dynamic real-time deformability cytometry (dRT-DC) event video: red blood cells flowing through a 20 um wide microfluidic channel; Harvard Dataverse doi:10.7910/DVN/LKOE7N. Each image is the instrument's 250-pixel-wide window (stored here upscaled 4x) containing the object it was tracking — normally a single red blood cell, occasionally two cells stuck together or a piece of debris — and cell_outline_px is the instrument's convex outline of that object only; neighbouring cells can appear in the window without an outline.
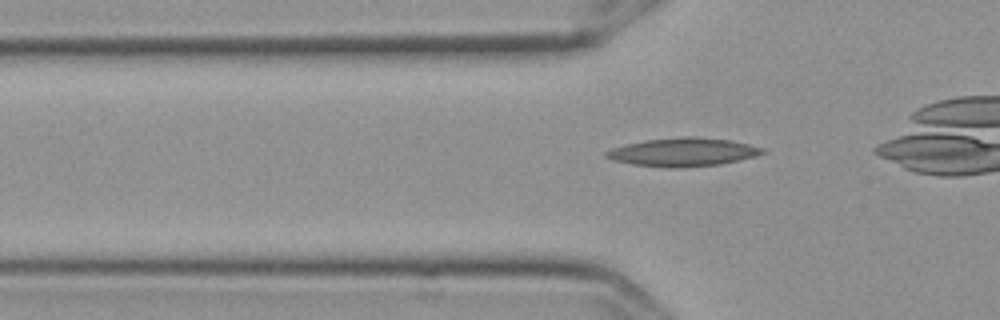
{"species": "Egyptian fruit bat (a non-hibernating species)", "species_latin": "Rousettus aegyptiacus", "temperature_condition": "cold", "stored_images_in_passage": 42, "camera_frame_rate_fps": 3000, "um_per_image_px": 0.085, "frame": {"image": 1, "passage_image": 15, "time_ms": 4.667, "image_size_px": [1000, 320], "cell_outline_px": [[764, 152], [752, 156], [720, 164], [680, 168], [664, 168], [632, 164], [612, 160], [604, 156], [604, 152], [612, 148], [624, 144], [644, 140], [684, 136], [688, 136], [732, 140], [764, 148]], "centroid_in_image_um": [57.97, 12.93], "position_along_channel_um": 67.8, "area_um2": 25.84}}
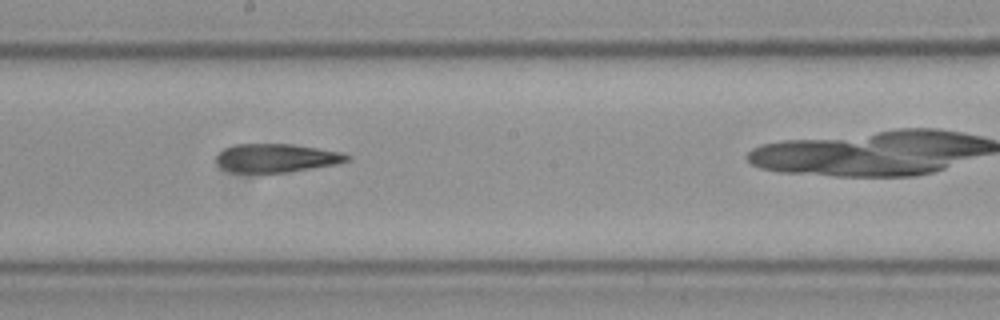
{"frame": {"image": 2, "passage_image": 28, "time_ms": 9.0, "image_size_px": [1000, 320], "cell_outline_px": [[352, 156], [348, 160], [336, 164], [288, 172], [232, 172], [220, 168], [216, 160], [216, 156], [224, 148], [236, 144], [292, 144], [344, 152]], "centroid_in_image_um": [23.5, 13.42], "position_along_channel_um": 224.7, "area_um2": 21.73}}
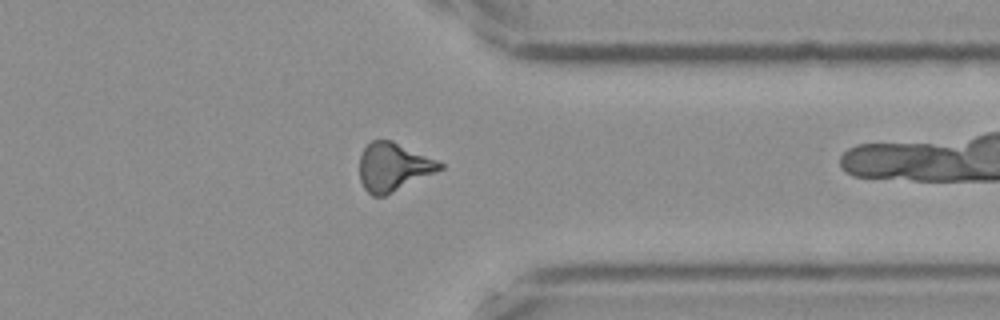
{"frame": {"image": 3, "passage_image": 41, "time_ms": 13.333, "image_size_px": [1000, 320], "cell_outline_px": [[444, 168], [384, 196], [372, 196], [364, 188], [360, 180], [360, 156], [364, 148], [372, 140], [392, 140], [436, 160], [444, 164]], "centroid_in_image_um": [33.41, 14.19], "position_along_channel_um": 378.0, "area_um2": 22.31}}